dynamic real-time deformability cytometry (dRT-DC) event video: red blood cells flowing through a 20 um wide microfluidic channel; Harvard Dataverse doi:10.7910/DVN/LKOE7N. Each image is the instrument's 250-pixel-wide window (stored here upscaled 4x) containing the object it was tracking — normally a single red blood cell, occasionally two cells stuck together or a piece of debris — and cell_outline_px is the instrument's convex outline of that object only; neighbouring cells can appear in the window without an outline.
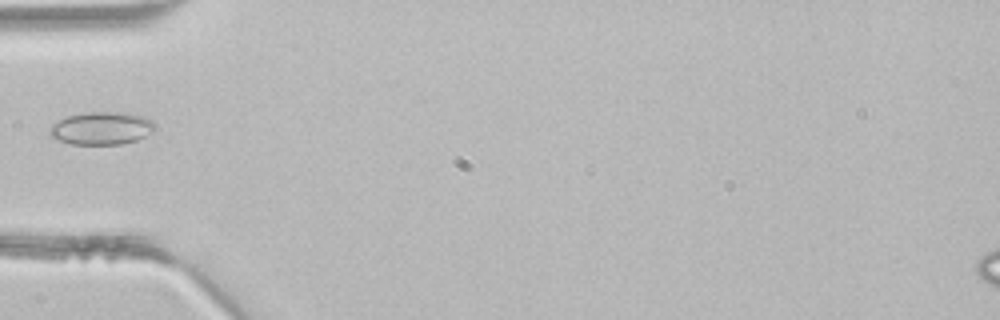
{"species": "common noctule bat (a hibernating species)", "species_latin": "Nyctalus noctula", "temperature_condition": "room temperature", "stored_images_in_passage": 1, "camera_frame_rate_fps": 3000, "um_per_image_px": 0.085, "animal": {"sex": "male", "body_mass_g": 21.5, "forearm_length_mm": 52.0}, "frame": {"image": 1, "passage_image": 1, "time_ms": 0.0, "image_size_px": [1000, 320], "cell_outline_px": [[156, 128], [152, 132], [136, 140], [120, 144], [72, 144], [60, 140], [52, 136], [48, 132], [48, 128], [52, 124], [68, 116], [84, 112], [124, 112], [144, 116], [152, 120], [156, 124]], "centroid_in_image_um": [8.65, 10.89], "position_along_channel_um": 76.3, "area_um2": 20.11}}